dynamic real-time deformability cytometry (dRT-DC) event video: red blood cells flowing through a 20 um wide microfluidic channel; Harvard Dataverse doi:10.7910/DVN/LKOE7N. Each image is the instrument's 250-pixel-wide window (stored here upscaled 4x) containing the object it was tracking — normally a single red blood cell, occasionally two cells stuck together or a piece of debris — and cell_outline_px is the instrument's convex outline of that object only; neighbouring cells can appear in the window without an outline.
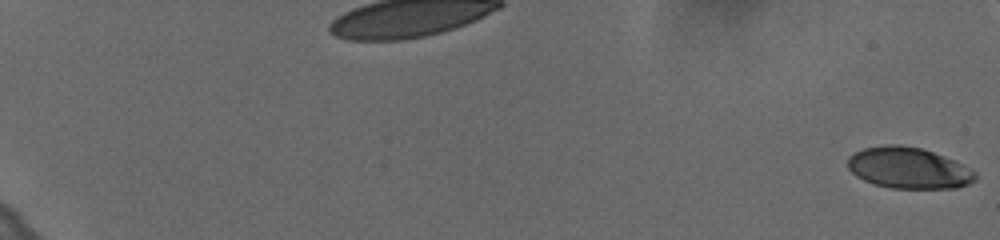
{"species": "human", "species_latin": "Homo sapiens", "temperature_condition": "cold", "stored_images_in_passage": 59, "camera_frame_rate_fps": 3000, "um_per_image_px": 0.085, "donor": {"sex": "female"}, "frame": {"image": 1, "passage_image": 1, "time_ms": 0.0, "image_size_px": [1000, 240], "cell_outline_px": [[976, 180], [968, 184], [956, 188], [892, 188], [876, 184], [864, 180], [856, 176], [848, 168], [848, 156], [864, 148], [884, 144], [900, 144], [924, 148], [944, 156], [976, 172]], "centroid_in_image_um": [77.21, 14.26], "position_along_channel_um": 7.8, "area_um2": 30.58}}
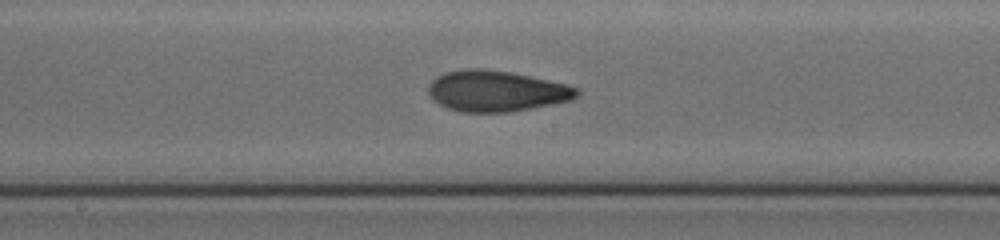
{"frame": {"image": 2, "passage_image": 37, "time_ms": 12.0, "image_size_px": [1000, 240], "cell_outline_px": [[580, 92], [572, 100], [532, 108], [508, 112], [460, 112], [448, 108], [432, 100], [428, 96], [428, 84], [436, 76], [444, 72], [468, 68], [484, 68], [512, 72], [568, 84], [580, 88]], "centroid_in_image_um": [42.18, 7.73], "position_along_channel_um": 206.0, "area_um2": 35.84}}
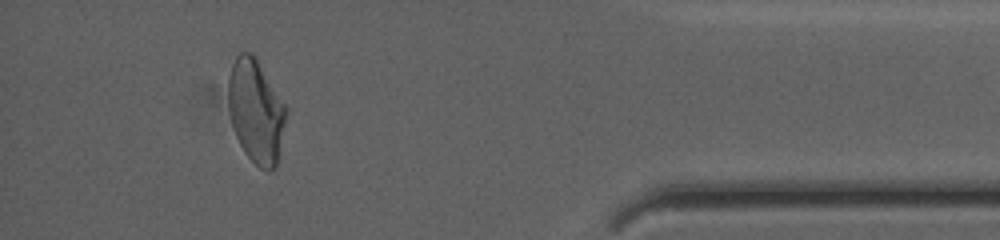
{"frame": {"image": 3, "passage_image": 57, "time_ms": 18.667, "image_size_px": [1000, 240], "cell_outline_px": [[288, 112], [276, 168], [268, 172], [260, 168], [244, 152], [236, 136], [232, 124], [228, 108], [228, 76], [232, 64], [236, 56], [240, 52], [252, 52], [288, 108]], "centroid_in_image_um": [21.77, 9.46], "position_along_channel_um": 413.4, "area_um2": 35.08}}